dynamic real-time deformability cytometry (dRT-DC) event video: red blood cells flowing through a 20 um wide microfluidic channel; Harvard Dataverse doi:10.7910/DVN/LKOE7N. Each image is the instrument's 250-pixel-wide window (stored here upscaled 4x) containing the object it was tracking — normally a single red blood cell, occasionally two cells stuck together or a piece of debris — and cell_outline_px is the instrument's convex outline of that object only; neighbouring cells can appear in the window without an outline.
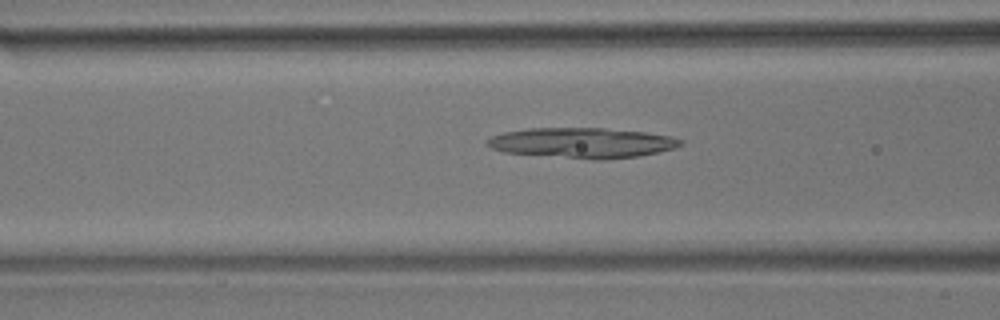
{"species": "common noctule bat (a hibernating species)", "species_latin": "Nyctalus noctula", "temperature_condition": "room temperature", "stored_images_in_passage": 55, "camera_frame_rate_fps": 3000, "um_per_image_px": 0.085, "animal": {"sex": "male", "body_mass_g": 17.9}, "frame": {"image": 1, "passage_image": 21, "time_ms": 6.667, "image_size_px": [1000, 320], "cell_outline_px": [[684, 144], [676, 148], [636, 156], [596, 160], [592, 160], [504, 152], [492, 148], [484, 144], [484, 140], [492, 136], [504, 132], [528, 128], [604, 128], [644, 132], [672, 136], [684, 140]], "centroid_in_image_um": [49.47, 12.14], "position_along_channel_um": 117.1, "area_um2": 34.22}}
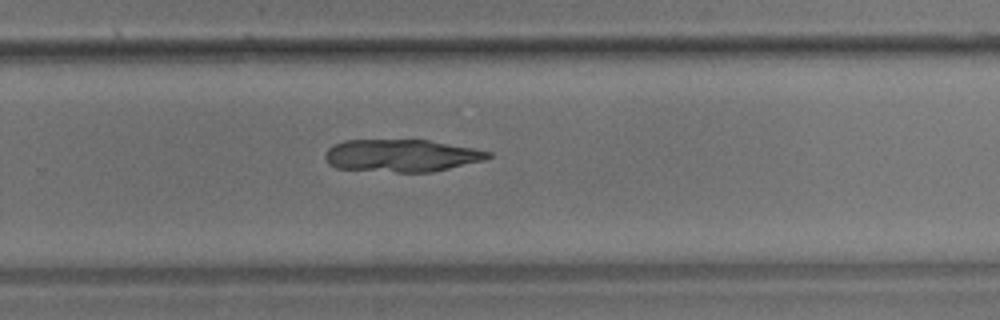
{"frame": {"image": 2, "passage_image": 36, "time_ms": 11.667, "image_size_px": [1000, 320], "cell_outline_px": [[492, 156], [484, 160], [432, 172], [396, 172], [336, 168], [328, 164], [324, 156], [328, 148], [332, 144], [344, 140], [428, 140], [472, 148], [492, 152]], "centroid_in_image_um": [34.09, 13.22], "position_along_channel_um": 295.7, "area_um2": 30.81}}
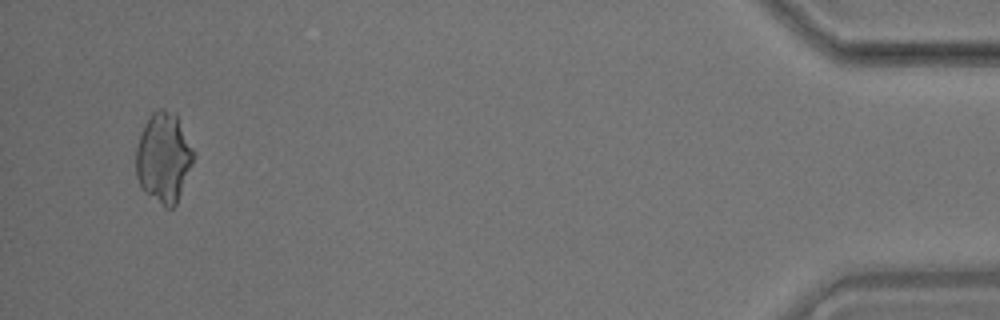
{"frame": {"image": 3, "passage_image": 53, "time_ms": 17.333, "image_size_px": [1000, 320], "cell_outline_px": [[196, 152], [192, 164], [176, 204], [172, 208], [168, 208], [144, 192], [140, 188], [136, 176], [136, 148], [140, 136], [152, 112], [160, 108], [164, 108], [176, 112]], "centroid_in_image_um": [13.93, 13.37], "position_along_channel_um": 421.3, "area_um2": 30.29}}